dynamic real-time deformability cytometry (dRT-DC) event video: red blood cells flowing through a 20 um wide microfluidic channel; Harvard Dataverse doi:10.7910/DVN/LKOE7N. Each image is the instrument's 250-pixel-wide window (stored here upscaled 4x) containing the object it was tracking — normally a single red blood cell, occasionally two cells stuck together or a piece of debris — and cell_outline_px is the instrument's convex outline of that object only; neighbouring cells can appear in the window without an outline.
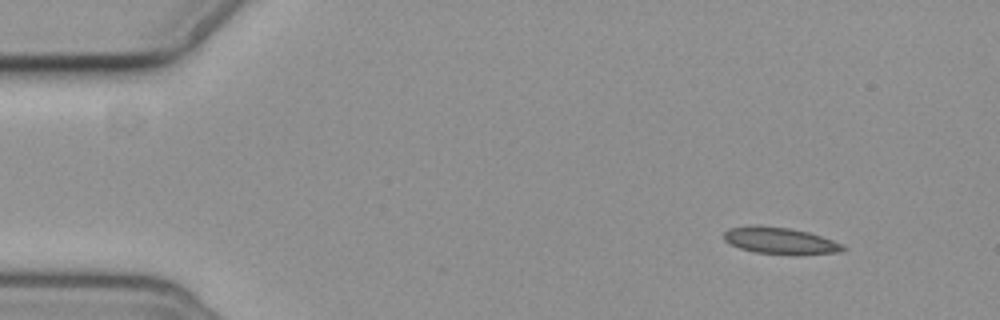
{"species": "common noctule bat (a hibernating species)", "species_latin": "Nyctalus noctula", "temperature_condition": "cold", "stored_images_in_passage": 6, "camera_frame_rate_fps": 3000, "um_per_image_px": 0.085, "animal": {"sex": "female", "body_mass_g": 19.3, "forearm_length_mm": 54.1}, "frame": {"image": 1, "passage_image": 1, "time_ms": 0.0, "image_size_px": [1000, 320], "cell_outline_px": [[848, 248], [840, 252], [800, 256], [756, 252], [740, 248], [728, 244], [724, 240], [724, 232], [728, 228], [756, 224], [788, 228], [808, 232], [832, 240]], "centroid_in_image_um": [66.3, 20.47], "position_along_channel_um": 18.7, "area_um2": 18.84}}
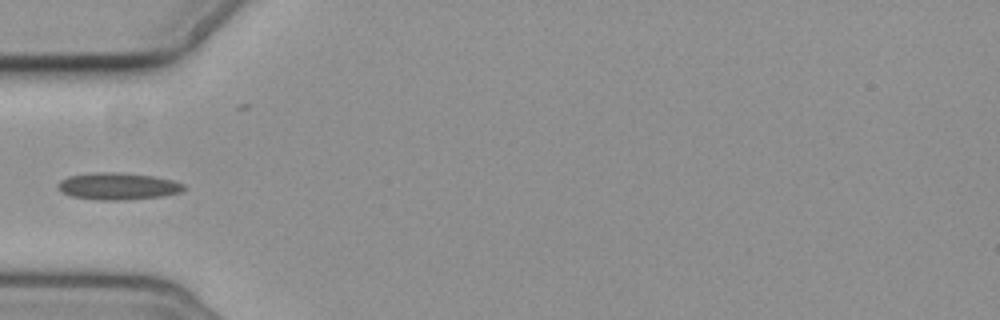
{"frame": {"image": 2, "passage_image": 4, "time_ms": 4.333, "image_size_px": [1000, 320], "cell_outline_px": [[188, 188], [180, 192], [160, 196], [120, 200], [96, 200], [72, 196], [64, 192], [60, 188], [60, 180], [68, 176], [92, 172], [116, 172], [152, 176], [172, 180], [184, 184]], "centroid_in_image_um": [10.05, 15.82], "position_along_channel_um": 75.0, "area_um2": 19.54}}
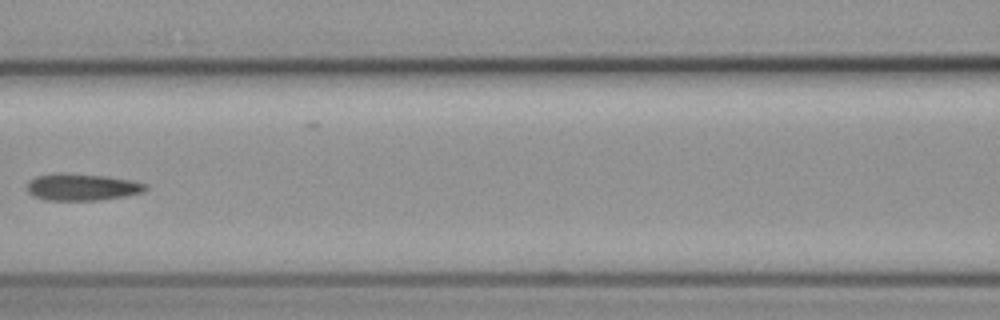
{"frame": {"image": 3, "passage_image": 6, "time_ms": 6.667, "image_size_px": [1000, 320], "cell_outline_px": [[148, 188], [144, 192], [124, 196], [100, 200], [44, 200], [32, 196], [28, 192], [28, 180], [36, 176], [60, 172], [108, 176], [132, 180], [148, 184]], "centroid_in_image_um": [6.98, 15.89], "position_along_channel_um": 159.6, "area_um2": 18.84}}